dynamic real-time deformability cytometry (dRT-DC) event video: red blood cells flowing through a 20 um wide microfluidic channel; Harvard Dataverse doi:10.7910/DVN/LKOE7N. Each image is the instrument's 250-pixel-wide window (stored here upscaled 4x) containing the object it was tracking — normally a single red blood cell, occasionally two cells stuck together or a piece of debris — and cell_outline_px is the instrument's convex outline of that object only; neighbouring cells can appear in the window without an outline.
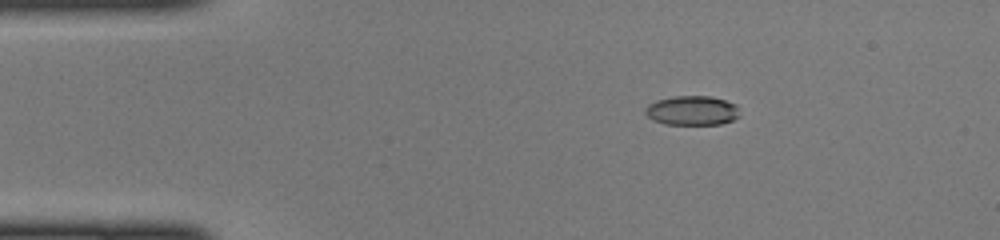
{"species": "common noctule bat (a hibernating species)", "species_latin": "Nyctalus noctula", "temperature_condition": "cold", "stored_images_in_passage": 47, "camera_frame_rate_fps": 3000, "um_per_image_px": 0.085, "animal": {"sex": "female", "body_mass_g": 22.0, "forearm_length_mm": 56.7}, "frame": {"image": 1, "passage_image": 8, "time_ms": 2.333, "image_size_px": [1000, 240], "cell_outline_px": [[740, 116], [732, 120], [720, 124], [664, 124], [652, 120], [644, 112], [644, 108], [648, 104], [656, 100], [672, 96], [712, 96], [736, 104]], "centroid_in_image_um": [58.8, 9.39], "position_along_channel_um": 26.2, "area_um2": 16.3}}
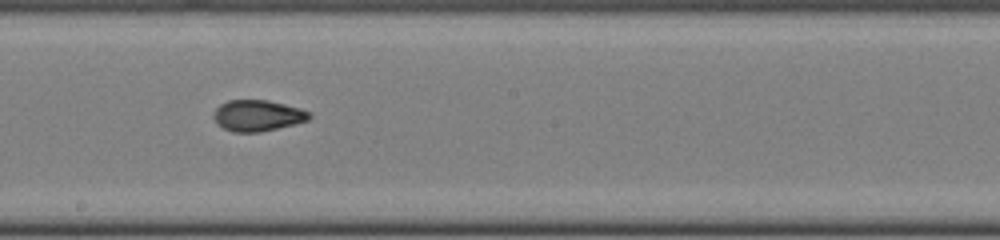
{"frame": {"image": 2, "passage_image": 26, "time_ms": 8.333, "image_size_px": [1000, 240], "cell_outline_px": [[312, 116], [308, 120], [260, 132], [232, 132], [216, 124], [212, 116], [212, 112], [220, 104], [228, 100], [268, 100], [300, 108], [312, 112]], "centroid_in_image_um": [21.86, 9.81], "position_along_channel_um": 226.3, "area_um2": 17.46}}
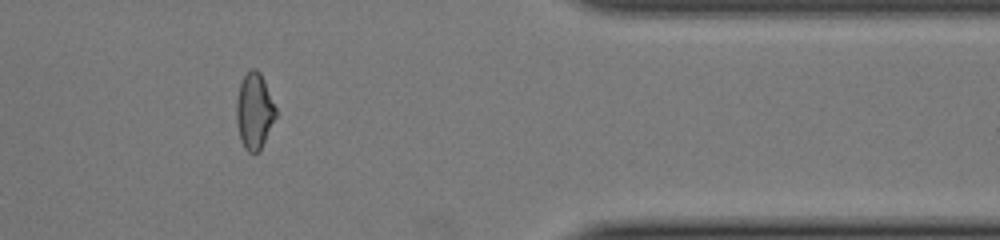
{"frame": {"image": 3, "passage_image": 39, "time_ms": 12.667, "image_size_px": [1000, 240], "cell_outline_px": [[276, 116], [260, 152], [248, 152], [244, 148], [240, 140], [236, 120], [236, 100], [240, 84], [244, 76], [252, 68], [256, 68], [260, 72], [264, 80], [276, 108]], "centroid_in_image_um": [21.61, 9.46], "position_along_channel_um": 389.8, "area_um2": 17.46}}